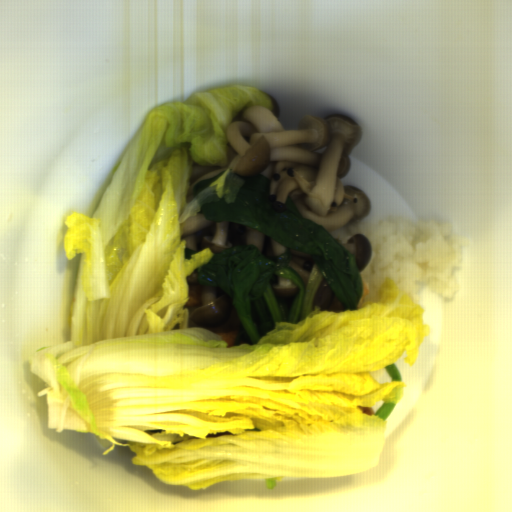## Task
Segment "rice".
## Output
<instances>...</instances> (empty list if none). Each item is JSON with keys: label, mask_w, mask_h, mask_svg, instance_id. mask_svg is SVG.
Segmentation results:
<instances>
[{"label": "rice", "mask_w": 512, "mask_h": 512, "mask_svg": "<svg viewBox=\"0 0 512 512\" xmlns=\"http://www.w3.org/2000/svg\"><path fill=\"white\" fill-rule=\"evenodd\" d=\"M327 231L340 244H346L353 234H362L371 245L370 262L358 272L368 290L356 310L382 296L386 278L394 280L416 304L420 286L449 300L460 288L457 272L463 267L467 241L448 224L392 216L381 223L362 218Z\"/></svg>", "instance_id": "rice-1"}]
</instances>
